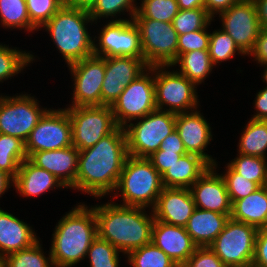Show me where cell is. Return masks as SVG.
<instances>
[{
    "instance_id": "12",
    "label": "cell",
    "mask_w": 267,
    "mask_h": 267,
    "mask_svg": "<svg viewBox=\"0 0 267 267\" xmlns=\"http://www.w3.org/2000/svg\"><path fill=\"white\" fill-rule=\"evenodd\" d=\"M31 94L0 95V133L26 141L31 131L49 110L40 108Z\"/></svg>"
},
{
    "instance_id": "4",
    "label": "cell",
    "mask_w": 267,
    "mask_h": 267,
    "mask_svg": "<svg viewBox=\"0 0 267 267\" xmlns=\"http://www.w3.org/2000/svg\"><path fill=\"white\" fill-rule=\"evenodd\" d=\"M88 23H94L89 12L66 3L42 27L49 32L67 65L93 55Z\"/></svg>"
},
{
    "instance_id": "2",
    "label": "cell",
    "mask_w": 267,
    "mask_h": 267,
    "mask_svg": "<svg viewBox=\"0 0 267 267\" xmlns=\"http://www.w3.org/2000/svg\"><path fill=\"white\" fill-rule=\"evenodd\" d=\"M98 237L108 241L119 252H129L151 243L154 215L146 208L124 206L115 202L95 205Z\"/></svg>"
},
{
    "instance_id": "34",
    "label": "cell",
    "mask_w": 267,
    "mask_h": 267,
    "mask_svg": "<svg viewBox=\"0 0 267 267\" xmlns=\"http://www.w3.org/2000/svg\"><path fill=\"white\" fill-rule=\"evenodd\" d=\"M40 241L3 258V267H54L52 257H46Z\"/></svg>"
},
{
    "instance_id": "3",
    "label": "cell",
    "mask_w": 267,
    "mask_h": 267,
    "mask_svg": "<svg viewBox=\"0 0 267 267\" xmlns=\"http://www.w3.org/2000/svg\"><path fill=\"white\" fill-rule=\"evenodd\" d=\"M88 207L77 204L56 224L49 249L54 267H72L86 258L98 236L94 208Z\"/></svg>"
},
{
    "instance_id": "42",
    "label": "cell",
    "mask_w": 267,
    "mask_h": 267,
    "mask_svg": "<svg viewBox=\"0 0 267 267\" xmlns=\"http://www.w3.org/2000/svg\"><path fill=\"white\" fill-rule=\"evenodd\" d=\"M224 173L225 174L222 173L221 175L226 183L231 203L247 197L260 188L257 183L251 182L236 173L228 164L226 166V172Z\"/></svg>"
},
{
    "instance_id": "23",
    "label": "cell",
    "mask_w": 267,
    "mask_h": 267,
    "mask_svg": "<svg viewBox=\"0 0 267 267\" xmlns=\"http://www.w3.org/2000/svg\"><path fill=\"white\" fill-rule=\"evenodd\" d=\"M38 240L40 238L36 236L30 224L0 208V256L2 258L26 249Z\"/></svg>"
},
{
    "instance_id": "11",
    "label": "cell",
    "mask_w": 267,
    "mask_h": 267,
    "mask_svg": "<svg viewBox=\"0 0 267 267\" xmlns=\"http://www.w3.org/2000/svg\"><path fill=\"white\" fill-rule=\"evenodd\" d=\"M111 108L117 126L123 128L156 110L154 66L128 84Z\"/></svg>"
},
{
    "instance_id": "52",
    "label": "cell",
    "mask_w": 267,
    "mask_h": 267,
    "mask_svg": "<svg viewBox=\"0 0 267 267\" xmlns=\"http://www.w3.org/2000/svg\"><path fill=\"white\" fill-rule=\"evenodd\" d=\"M14 185V179L5 171L0 170V197L5 192H7L8 188Z\"/></svg>"
},
{
    "instance_id": "29",
    "label": "cell",
    "mask_w": 267,
    "mask_h": 267,
    "mask_svg": "<svg viewBox=\"0 0 267 267\" xmlns=\"http://www.w3.org/2000/svg\"><path fill=\"white\" fill-rule=\"evenodd\" d=\"M238 153L267 159V121L250 119L241 134Z\"/></svg>"
},
{
    "instance_id": "40",
    "label": "cell",
    "mask_w": 267,
    "mask_h": 267,
    "mask_svg": "<svg viewBox=\"0 0 267 267\" xmlns=\"http://www.w3.org/2000/svg\"><path fill=\"white\" fill-rule=\"evenodd\" d=\"M119 254L113 245L97 236L90 245L86 257L89 258L90 267H120Z\"/></svg>"
},
{
    "instance_id": "6",
    "label": "cell",
    "mask_w": 267,
    "mask_h": 267,
    "mask_svg": "<svg viewBox=\"0 0 267 267\" xmlns=\"http://www.w3.org/2000/svg\"><path fill=\"white\" fill-rule=\"evenodd\" d=\"M124 127L128 154L148 158L159 150L162 141L175 130L176 113L156 109Z\"/></svg>"
},
{
    "instance_id": "46",
    "label": "cell",
    "mask_w": 267,
    "mask_h": 267,
    "mask_svg": "<svg viewBox=\"0 0 267 267\" xmlns=\"http://www.w3.org/2000/svg\"><path fill=\"white\" fill-rule=\"evenodd\" d=\"M253 265L267 267V228H260L255 239Z\"/></svg>"
},
{
    "instance_id": "35",
    "label": "cell",
    "mask_w": 267,
    "mask_h": 267,
    "mask_svg": "<svg viewBox=\"0 0 267 267\" xmlns=\"http://www.w3.org/2000/svg\"><path fill=\"white\" fill-rule=\"evenodd\" d=\"M132 267H177V264L152 242L126 255Z\"/></svg>"
},
{
    "instance_id": "25",
    "label": "cell",
    "mask_w": 267,
    "mask_h": 267,
    "mask_svg": "<svg viewBox=\"0 0 267 267\" xmlns=\"http://www.w3.org/2000/svg\"><path fill=\"white\" fill-rule=\"evenodd\" d=\"M230 215L195 208L185 229L198 247L209 246L222 232Z\"/></svg>"
},
{
    "instance_id": "45",
    "label": "cell",
    "mask_w": 267,
    "mask_h": 267,
    "mask_svg": "<svg viewBox=\"0 0 267 267\" xmlns=\"http://www.w3.org/2000/svg\"><path fill=\"white\" fill-rule=\"evenodd\" d=\"M181 156L176 151L157 150L148 159L152 162L153 167L162 175L175 162L179 161Z\"/></svg>"
},
{
    "instance_id": "39",
    "label": "cell",
    "mask_w": 267,
    "mask_h": 267,
    "mask_svg": "<svg viewBox=\"0 0 267 267\" xmlns=\"http://www.w3.org/2000/svg\"><path fill=\"white\" fill-rule=\"evenodd\" d=\"M136 0H97L94 6L88 11L92 21L96 24L101 18H114L116 15L129 12L130 19L137 12ZM125 11V12H124Z\"/></svg>"
},
{
    "instance_id": "55",
    "label": "cell",
    "mask_w": 267,
    "mask_h": 267,
    "mask_svg": "<svg viewBox=\"0 0 267 267\" xmlns=\"http://www.w3.org/2000/svg\"><path fill=\"white\" fill-rule=\"evenodd\" d=\"M262 76H263V81L267 84V65H265V69Z\"/></svg>"
},
{
    "instance_id": "56",
    "label": "cell",
    "mask_w": 267,
    "mask_h": 267,
    "mask_svg": "<svg viewBox=\"0 0 267 267\" xmlns=\"http://www.w3.org/2000/svg\"><path fill=\"white\" fill-rule=\"evenodd\" d=\"M0 267H3V258L0 256Z\"/></svg>"
},
{
    "instance_id": "16",
    "label": "cell",
    "mask_w": 267,
    "mask_h": 267,
    "mask_svg": "<svg viewBox=\"0 0 267 267\" xmlns=\"http://www.w3.org/2000/svg\"><path fill=\"white\" fill-rule=\"evenodd\" d=\"M222 30L248 55L260 31L257 8L253 0H242L219 13Z\"/></svg>"
},
{
    "instance_id": "41",
    "label": "cell",
    "mask_w": 267,
    "mask_h": 267,
    "mask_svg": "<svg viewBox=\"0 0 267 267\" xmlns=\"http://www.w3.org/2000/svg\"><path fill=\"white\" fill-rule=\"evenodd\" d=\"M31 24L38 30L65 4V0H25Z\"/></svg>"
},
{
    "instance_id": "54",
    "label": "cell",
    "mask_w": 267,
    "mask_h": 267,
    "mask_svg": "<svg viewBox=\"0 0 267 267\" xmlns=\"http://www.w3.org/2000/svg\"><path fill=\"white\" fill-rule=\"evenodd\" d=\"M97 0H65L67 5L89 11Z\"/></svg>"
},
{
    "instance_id": "18",
    "label": "cell",
    "mask_w": 267,
    "mask_h": 267,
    "mask_svg": "<svg viewBox=\"0 0 267 267\" xmlns=\"http://www.w3.org/2000/svg\"><path fill=\"white\" fill-rule=\"evenodd\" d=\"M217 165L210 166L189 189L196 208L231 215L232 203Z\"/></svg>"
},
{
    "instance_id": "50",
    "label": "cell",
    "mask_w": 267,
    "mask_h": 267,
    "mask_svg": "<svg viewBox=\"0 0 267 267\" xmlns=\"http://www.w3.org/2000/svg\"><path fill=\"white\" fill-rule=\"evenodd\" d=\"M254 104L256 113L251 119L267 121V86L257 93Z\"/></svg>"
},
{
    "instance_id": "13",
    "label": "cell",
    "mask_w": 267,
    "mask_h": 267,
    "mask_svg": "<svg viewBox=\"0 0 267 267\" xmlns=\"http://www.w3.org/2000/svg\"><path fill=\"white\" fill-rule=\"evenodd\" d=\"M108 21L101 28L98 37H93V55L100 57L130 56L143 58L139 29L133 20L130 18H116V20Z\"/></svg>"
},
{
    "instance_id": "37",
    "label": "cell",
    "mask_w": 267,
    "mask_h": 267,
    "mask_svg": "<svg viewBox=\"0 0 267 267\" xmlns=\"http://www.w3.org/2000/svg\"><path fill=\"white\" fill-rule=\"evenodd\" d=\"M236 51L241 56L246 55L224 30L218 29L210 33L209 55L214 66L234 57Z\"/></svg>"
},
{
    "instance_id": "5",
    "label": "cell",
    "mask_w": 267,
    "mask_h": 267,
    "mask_svg": "<svg viewBox=\"0 0 267 267\" xmlns=\"http://www.w3.org/2000/svg\"><path fill=\"white\" fill-rule=\"evenodd\" d=\"M163 188L161 175L148 158L129 155L114 190V196L110 197L117 198L121 191L122 205L153 209Z\"/></svg>"
},
{
    "instance_id": "26",
    "label": "cell",
    "mask_w": 267,
    "mask_h": 267,
    "mask_svg": "<svg viewBox=\"0 0 267 267\" xmlns=\"http://www.w3.org/2000/svg\"><path fill=\"white\" fill-rule=\"evenodd\" d=\"M210 166L200 156L186 153L161 175L163 187L190 188Z\"/></svg>"
},
{
    "instance_id": "30",
    "label": "cell",
    "mask_w": 267,
    "mask_h": 267,
    "mask_svg": "<svg viewBox=\"0 0 267 267\" xmlns=\"http://www.w3.org/2000/svg\"><path fill=\"white\" fill-rule=\"evenodd\" d=\"M25 142L20 138L0 133V170L8 173L13 179L20 164L26 159Z\"/></svg>"
},
{
    "instance_id": "47",
    "label": "cell",
    "mask_w": 267,
    "mask_h": 267,
    "mask_svg": "<svg viewBox=\"0 0 267 267\" xmlns=\"http://www.w3.org/2000/svg\"><path fill=\"white\" fill-rule=\"evenodd\" d=\"M248 56H253L261 66L267 65V27H261L253 49Z\"/></svg>"
},
{
    "instance_id": "27",
    "label": "cell",
    "mask_w": 267,
    "mask_h": 267,
    "mask_svg": "<svg viewBox=\"0 0 267 267\" xmlns=\"http://www.w3.org/2000/svg\"><path fill=\"white\" fill-rule=\"evenodd\" d=\"M230 218L260 228H267V185L232 203Z\"/></svg>"
},
{
    "instance_id": "57",
    "label": "cell",
    "mask_w": 267,
    "mask_h": 267,
    "mask_svg": "<svg viewBox=\"0 0 267 267\" xmlns=\"http://www.w3.org/2000/svg\"><path fill=\"white\" fill-rule=\"evenodd\" d=\"M246 267H257V266L250 264L249 266H246Z\"/></svg>"
},
{
    "instance_id": "31",
    "label": "cell",
    "mask_w": 267,
    "mask_h": 267,
    "mask_svg": "<svg viewBox=\"0 0 267 267\" xmlns=\"http://www.w3.org/2000/svg\"><path fill=\"white\" fill-rule=\"evenodd\" d=\"M0 21L4 28L39 31L31 24L25 0H0Z\"/></svg>"
},
{
    "instance_id": "14",
    "label": "cell",
    "mask_w": 267,
    "mask_h": 267,
    "mask_svg": "<svg viewBox=\"0 0 267 267\" xmlns=\"http://www.w3.org/2000/svg\"><path fill=\"white\" fill-rule=\"evenodd\" d=\"M72 146V125L66 108L49 109L25 141L27 157L38 151Z\"/></svg>"
},
{
    "instance_id": "51",
    "label": "cell",
    "mask_w": 267,
    "mask_h": 267,
    "mask_svg": "<svg viewBox=\"0 0 267 267\" xmlns=\"http://www.w3.org/2000/svg\"><path fill=\"white\" fill-rule=\"evenodd\" d=\"M255 2L259 23L261 27H267V0H253Z\"/></svg>"
},
{
    "instance_id": "28",
    "label": "cell",
    "mask_w": 267,
    "mask_h": 267,
    "mask_svg": "<svg viewBox=\"0 0 267 267\" xmlns=\"http://www.w3.org/2000/svg\"><path fill=\"white\" fill-rule=\"evenodd\" d=\"M180 66L178 71L196 85L204 82L214 67L209 50H194L181 54L172 66Z\"/></svg>"
},
{
    "instance_id": "32",
    "label": "cell",
    "mask_w": 267,
    "mask_h": 267,
    "mask_svg": "<svg viewBox=\"0 0 267 267\" xmlns=\"http://www.w3.org/2000/svg\"><path fill=\"white\" fill-rule=\"evenodd\" d=\"M227 164L236 173L260 187L267 185V159L239 154Z\"/></svg>"
},
{
    "instance_id": "8",
    "label": "cell",
    "mask_w": 267,
    "mask_h": 267,
    "mask_svg": "<svg viewBox=\"0 0 267 267\" xmlns=\"http://www.w3.org/2000/svg\"><path fill=\"white\" fill-rule=\"evenodd\" d=\"M139 29L143 58L149 67L172 66L177 59L178 33L172 22L132 18Z\"/></svg>"
},
{
    "instance_id": "21",
    "label": "cell",
    "mask_w": 267,
    "mask_h": 267,
    "mask_svg": "<svg viewBox=\"0 0 267 267\" xmlns=\"http://www.w3.org/2000/svg\"><path fill=\"white\" fill-rule=\"evenodd\" d=\"M151 242L166 253L178 266L184 265L198 247L185 227L154 220Z\"/></svg>"
},
{
    "instance_id": "48",
    "label": "cell",
    "mask_w": 267,
    "mask_h": 267,
    "mask_svg": "<svg viewBox=\"0 0 267 267\" xmlns=\"http://www.w3.org/2000/svg\"><path fill=\"white\" fill-rule=\"evenodd\" d=\"M159 150L164 151H176V153L180 155L186 154V149L184 147V144L182 143V140L176 130L169 134L160 145Z\"/></svg>"
},
{
    "instance_id": "33",
    "label": "cell",
    "mask_w": 267,
    "mask_h": 267,
    "mask_svg": "<svg viewBox=\"0 0 267 267\" xmlns=\"http://www.w3.org/2000/svg\"><path fill=\"white\" fill-rule=\"evenodd\" d=\"M34 59L30 52L0 44V83L21 73Z\"/></svg>"
},
{
    "instance_id": "19",
    "label": "cell",
    "mask_w": 267,
    "mask_h": 267,
    "mask_svg": "<svg viewBox=\"0 0 267 267\" xmlns=\"http://www.w3.org/2000/svg\"><path fill=\"white\" fill-rule=\"evenodd\" d=\"M175 130L189 154H195L205 159L211 166L217 161L204 152L210 144L212 131L210 124L197 109L191 112L177 113Z\"/></svg>"
},
{
    "instance_id": "9",
    "label": "cell",
    "mask_w": 267,
    "mask_h": 267,
    "mask_svg": "<svg viewBox=\"0 0 267 267\" xmlns=\"http://www.w3.org/2000/svg\"><path fill=\"white\" fill-rule=\"evenodd\" d=\"M257 231L252 225L229 218L209 247L227 267H246L253 262Z\"/></svg>"
},
{
    "instance_id": "15",
    "label": "cell",
    "mask_w": 267,
    "mask_h": 267,
    "mask_svg": "<svg viewBox=\"0 0 267 267\" xmlns=\"http://www.w3.org/2000/svg\"><path fill=\"white\" fill-rule=\"evenodd\" d=\"M73 76V101L69 107L101 106V87L105 75V57L92 55L69 64Z\"/></svg>"
},
{
    "instance_id": "7",
    "label": "cell",
    "mask_w": 267,
    "mask_h": 267,
    "mask_svg": "<svg viewBox=\"0 0 267 267\" xmlns=\"http://www.w3.org/2000/svg\"><path fill=\"white\" fill-rule=\"evenodd\" d=\"M169 67L154 66L156 108L176 114L198 109L197 85L177 70L168 71Z\"/></svg>"
},
{
    "instance_id": "10",
    "label": "cell",
    "mask_w": 267,
    "mask_h": 267,
    "mask_svg": "<svg viewBox=\"0 0 267 267\" xmlns=\"http://www.w3.org/2000/svg\"><path fill=\"white\" fill-rule=\"evenodd\" d=\"M72 125V145L79 151L94 146L118 126L111 106L67 107Z\"/></svg>"
},
{
    "instance_id": "22",
    "label": "cell",
    "mask_w": 267,
    "mask_h": 267,
    "mask_svg": "<svg viewBox=\"0 0 267 267\" xmlns=\"http://www.w3.org/2000/svg\"><path fill=\"white\" fill-rule=\"evenodd\" d=\"M78 155L73 145L51 151L32 153L28 159L36 166L52 173L65 188L76 190V175L78 172Z\"/></svg>"
},
{
    "instance_id": "24",
    "label": "cell",
    "mask_w": 267,
    "mask_h": 267,
    "mask_svg": "<svg viewBox=\"0 0 267 267\" xmlns=\"http://www.w3.org/2000/svg\"><path fill=\"white\" fill-rule=\"evenodd\" d=\"M13 186L20 196L30 198L46 193L50 189L65 187L52 173L34 165L28 158L20 164Z\"/></svg>"
},
{
    "instance_id": "43",
    "label": "cell",
    "mask_w": 267,
    "mask_h": 267,
    "mask_svg": "<svg viewBox=\"0 0 267 267\" xmlns=\"http://www.w3.org/2000/svg\"><path fill=\"white\" fill-rule=\"evenodd\" d=\"M210 33L200 29L178 35L177 58L184 53L194 50H209Z\"/></svg>"
},
{
    "instance_id": "17",
    "label": "cell",
    "mask_w": 267,
    "mask_h": 267,
    "mask_svg": "<svg viewBox=\"0 0 267 267\" xmlns=\"http://www.w3.org/2000/svg\"><path fill=\"white\" fill-rule=\"evenodd\" d=\"M149 66L144 58L105 57V75L101 87V106H112L124 88L143 74Z\"/></svg>"
},
{
    "instance_id": "36",
    "label": "cell",
    "mask_w": 267,
    "mask_h": 267,
    "mask_svg": "<svg viewBox=\"0 0 267 267\" xmlns=\"http://www.w3.org/2000/svg\"><path fill=\"white\" fill-rule=\"evenodd\" d=\"M133 18L173 22L179 8L176 0H142Z\"/></svg>"
},
{
    "instance_id": "1",
    "label": "cell",
    "mask_w": 267,
    "mask_h": 267,
    "mask_svg": "<svg viewBox=\"0 0 267 267\" xmlns=\"http://www.w3.org/2000/svg\"><path fill=\"white\" fill-rule=\"evenodd\" d=\"M128 156L125 130L117 127L94 146L79 151L76 190L98 199L114 193Z\"/></svg>"
},
{
    "instance_id": "38",
    "label": "cell",
    "mask_w": 267,
    "mask_h": 267,
    "mask_svg": "<svg viewBox=\"0 0 267 267\" xmlns=\"http://www.w3.org/2000/svg\"><path fill=\"white\" fill-rule=\"evenodd\" d=\"M212 20L213 18L205 8H195L179 10L172 23L178 35H182L200 29H208Z\"/></svg>"
},
{
    "instance_id": "20",
    "label": "cell",
    "mask_w": 267,
    "mask_h": 267,
    "mask_svg": "<svg viewBox=\"0 0 267 267\" xmlns=\"http://www.w3.org/2000/svg\"><path fill=\"white\" fill-rule=\"evenodd\" d=\"M195 208L189 188L164 187L152 212L155 220L185 227Z\"/></svg>"
},
{
    "instance_id": "53",
    "label": "cell",
    "mask_w": 267,
    "mask_h": 267,
    "mask_svg": "<svg viewBox=\"0 0 267 267\" xmlns=\"http://www.w3.org/2000/svg\"><path fill=\"white\" fill-rule=\"evenodd\" d=\"M179 10L204 8L205 0H176Z\"/></svg>"
},
{
    "instance_id": "44",
    "label": "cell",
    "mask_w": 267,
    "mask_h": 267,
    "mask_svg": "<svg viewBox=\"0 0 267 267\" xmlns=\"http://www.w3.org/2000/svg\"><path fill=\"white\" fill-rule=\"evenodd\" d=\"M184 267H227L209 246L197 247Z\"/></svg>"
},
{
    "instance_id": "49",
    "label": "cell",
    "mask_w": 267,
    "mask_h": 267,
    "mask_svg": "<svg viewBox=\"0 0 267 267\" xmlns=\"http://www.w3.org/2000/svg\"><path fill=\"white\" fill-rule=\"evenodd\" d=\"M242 0H205L204 8L207 13L214 19V15L228 10L230 6L241 2Z\"/></svg>"
}]
</instances>
